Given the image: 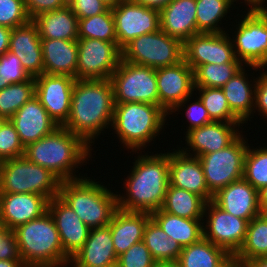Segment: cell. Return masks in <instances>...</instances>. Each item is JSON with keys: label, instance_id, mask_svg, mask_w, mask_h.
<instances>
[{"label": "cell", "instance_id": "obj_1", "mask_svg": "<svg viewBox=\"0 0 267 267\" xmlns=\"http://www.w3.org/2000/svg\"><path fill=\"white\" fill-rule=\"evenodd\" d=\"M113 112L114 95L110 79L76 80L73 85L70 115L63 127L91 147L104 128L111 126Z\"/></svg>", "mask_w": 267, "mask_h": 267}, {"label": "cell", "instance_id": "obj_2", "mask_svg": "<svg viewBox=\"0 0 267 267\" xmlns=\"http://www.w3.org/2000/svg\"><path fill=\"white\" fill-rule=\"evenodd\" d=\"M124 181L125 193L117 194L118 208L152 213L162 208L169 185V152L138 155Z\"/></svg>", "mask_w": 267, "mask_h": 267}, {"label": "cell", "instance_id": "obj_3", "mask_svg": "<svg viewBox=\"0 0 267 267\" xmlns=\"http://www.w3.org/2000/svg\"><path fill=\"white\" fill-rule=\"evenodd\" d=\"M92 150L80 137L59 126L52 133L28 144L24 156L50 170L61 181H67L81 178L75 175V169L87 163L86 160L89 162Z\"/></svg>", "mask_w": 267, "mask_h": 267}, {"label": "cell", "instance_id": "obj_4", "mask_svg": "<svg viewBox=\"0 0 267 267\" xmlns=\"http://www.w3.org/2000/svg\"><path fill=\"white\" fill-rule=\"evenodd\" d=\"M14 232L26 267L68 266L70 259L64 254L59 232L49 211L17 226Z\"/></svg>", "mask_w": 267, "mask_h": 267}, {"label": "cell", "instance_id": "obj_5", "mask_svg": "<svg viewBox=\"0 0 267 267\" xmlns=\"http://www.w3.org/2000/svg\"><path fill=\"white\" fill-rule=\"evenodd\" d=\"M88 177L61 181L59 197L91 229L108 226L118 209L117 193Z\"/></svg>", "mask_w": 267, "mask_h": 267}, {"label": "cell", "instance_id": "obj_6", "mask_svg": "<svg viewBox=\"0 0 267 267\" xmlns=\"http://www.w3.org/2000/svg\"><path fill=\"white\" fill-rule=\"evenodd\" d=\"M167 115L158 105L142 102L114 103L111 127L121 144L135 153L155 140L164 125H167Z\"/></svg>", "mask_w": 267, "mask_h": 267}, {"label": "cell", "instance_id": "obj_7", "mask_svg": "<svg viewBox=\"0 0 267 267\" xmlns=\"http://www.w3.org/2000/svg\"><path fill=\"white\" fill-rule=\"evenodd\" d=\"M61 180L25 156L0 162V193H34L48 200L59 196Z\"/></svg>", "mask_w": 267, "mask_h": 267}, {"label": "cell", "instance_id": "obj_8", "mask_svg": "<svg viewBox=\"0 0 267 267\" xmlns=\"http://www.w3.org/2000/svg\"><path fill=\"white\" fill-rule=\"evenodd\" d=\"M121 59L154 69L175 65L184 59L183 43L160 29L125 45L121 49Z\"/></svg>", "mask_w": 267, "mask_h": 267}, {"label": "cell", "instance_id": "obj_9", "mask_svg": "<svg viewBox=\"0 0 267 267\" xmlns=\"http://www.w3.org/2000/svg\"><path fill=\"white\" fill-rule=\"evenodd\" d=\"M241 17L231 39L235 57L246 67L262 72L267 67V11H247Z\"/></svg>", "mask_w": 267, "mask_h": 267}, {"label": "cell", "instance_id": "obj_10", "mask_svg": "<svg viewBox=\"0 0 267 267\" xmlns=\"http://www.w3.org/2000/svg\"><path fill=\"white\" fill-rule=\"evenodd\" d=\"M110 81L114 103L142 102L159 106L156 69L121 59Z\"/></svg>", "mask_w": 267, "mask_h": 267}, {"label": "cell", "instance_id": "obj_11", "mask_svg": "<svg viewBox=\"0 0 267 267\" xmlns=\"http://www.w3.org/2000/svg\"><path fill=\"white\" fill-rule=\"evenodd\" d=\"M248 142L240 134L222 150L199 156L205 181L214 195L220 189L243 178L244 158Z\"/></svg>", "mask_w": 267, "mask_h": 267}, {"label": "cell", "instance_id": "obj_12", "mask_svg": "<svg viewBox=\"0 0 267 267\" xmlns=\"http://www.w3.org/2000/svg\"><path fill=\"white\" fill-rule=\"evenodd\" d=\"M76 80L110 79L121 60V49L113 42L78 39Z\"/></svg>", "mask_w": 267, "mask_h": 267}, {"label": "cell", "instance_id": "obj_13", "mask_svg": "<svg viewBox=\"0 0 267 267\" xmlns=\"http://www.w3.org/2000/svg\"><path fill=\"white\" fill-rule=\"evenodd\" d=\"M156 81L159 106L168 115L180 111L191 101L195 91L194 70L184 59L175 65L157 68Z\"/></svg>", "mask_w": 267, "mask_h": 267}, {"label": "cell", "instance_id": "obj_14", "mask_svg": "<svg viewBox=\"0 0 267 267\" xmlns=\"http://www.w3.org/2000/svg\"><path fill=\"white\" fill-rule=\"evenodd\" d=\"M203 217L207 219H203V238L234 256L245 240L249 221L225 212L213 201L206 203Z\"/></svg>", "mask_w": 267, "mask_h": 267}, {"label": "cell", "instance_id": "obj_15", "mask_svg": "<svg viewBox=\"0 0 267 267\" xmlns=\"http://www.w3.org/2000/svg\"><path fill=\"white\" fill-rule=\"evenodd\" d=\"M111 10L120 49L136 37L160 30V12L157 9L135 2H120Z\"/></svg>", "mask_w": 267, "mask_h": 267}, {"label": "cell", "instance_id": "obj_16", "mask_svg": "<svg viewBox=\"0 0 267 267\" xmlns=\"http://www.w3.org/2000/svg\"><path fill=\"white\" fill-rule=\"evenodd\" d=\"M227 32L199 33L183 44L185 62L195 71L203 64L240 62L234 54L232 40Z\"/></svg>", "mask_w": 267, "mask_h": 267}, {"label": "cell", "instance_id": "obj_17", "mask_svg": "<svg viewBox=\"0 0 267 267\" xmlns=\"http://www.w3.org/2000/svg\"><path fill=\"white\" fill-rule=\"evenodd\" d=\"M75 81L67 75L41 74L35 77V96L59 126L69 118Z\"/></svg>", "mask_w": 267, "mask_h": 267}, {"label": "cell", "instance_id": "obj_18", "mask_svg": "<svg viewBox=\"0 0 267 267\" xmlns=\"http://www.w3.org/2000/svg\"><path fill=\"white\" fill-rule=\"evenodd\" d=\"M241 124L243 123L212 121L192 129L185 135V143H187L188 148L183 147L182 149L180 147L179 149L187 155L196 157L222 150L241 134L242 130L239 131ZM190 149L192 153L194 152L193 154L190 153Z\"/></svg>", "mask_w": 267, "mask_h": 267}, {"label": "cell", "instance_id": "obj_19", "mask_svg": "<svg viewBox=\"0 0 267 267\" xmlns=\"http://www.w3.org/2000/svg\"><path fill=\"white\" fill-rule=\"evenodd\" d=\"M48 211L59 232L64 254L71 259L88 239L90 228L59 196L48 201Z\"/></svg>", "mask_w": 267, "mask_h": 267}, {"label": "cell", "instance_id": "obj_20", "mask_svg": "<svg viewBox=\"0 0 267 267\" xmlns=\"http://www.w3.org/2000/svg\"><path fill=\"white\" fill-rule=\"evenodd\" d=\"M169 152V185L201 196L206 202L213 200L198 157L183 153L179 147Z\"/></svg>", "mask_w": 267, "mask_h": 267}, {"label": "cell", "instance_id": "obj_21", "mask_svg": "<svg viewBox=\"0 0 267 267\" xmlns=\"http://www.w3.org/2000/svg\"><path fill=\"white\" fill-rule=\"evenodd\" d=\"M9 52L20 59L30 77L44 74L41 38L32 19L11 30Z\"/></svg>", "mask_w": 267, "mask_h": 267}, {"label": "cell", "instance_id": "obj_22", "mask_svg": "<svg viewBox=\"0 0 267 267\" xmlns=\"http://www.w3.org/2000/svg\"><path fill=\"white\" fill-rule=\"evenodd\" d=\"M48 199L34 193H0V215L6 229L41 217L48 211Z\"/></svg>", "mask_w": 267, "mask_h": 267}, {"label": "cell", "instance_id": "obj_23", "mask_svg": "<svg viewBox=\"0 0 267 267\" xmlns=\"http://www.w3.org/2000/svg\"><path fill=\"white\" fill-rule=\"evenodd\" d=\"M9 120L24 147L59 127L36 96L28 100Z\"/></svg>", "mask_w": 267, "mask_h": 267}, {"label": "cell", "instance_id": "obj_24", "mask_svg": "<svg viewBox=\"0 0 267 267\" xmlns=\"http://www.w3.org/2000/svg\"><path fill=\"white\" fill-rule=\"evenodd\" d=\"M212 201L225 212L248 221L261 215L258 190L244 178L220 189Z\"/></svg>", "mask_w": 267, "mask_h": 267}, {"label": "cell", "instance_id": "obj_25", "mask_svg": "<svg viewBox=\"0 0 267 267\" xmlns=\"http://www.w3.org/2000/svg\"><path fill=\"white\" fill-rule=\"evenodd\" d=\"M160 29L183 44L199 34L196 0H172L160 11Z\"/></svg>", "mask_w": 267, "mask_h": 267}, {"label": "cell", "instance_id": "obj_26", "mask_svg": "<svg viewBox=\"0 0 267 267\" xmlns=\"http://www.w3.org/2000/svg\"><path fill=\"white\" fill-rule=\"evenodd\" d=\"M110 226L91 228L82 248L71 258L81 267H100L117 264Z\"/></svg>", "mask_w": 267, "mask_h": 267}, {"label": "cell", "instance_id": "obj_27", "mask_svg": "<svg viewBox=\"0 0 267 267\" xmlns=\"http://www.w3.org/2000/svg\"><path fill=\"white\" fill-rule=\"evenodd\" d=\"M150 218L148 212L116 210L109 226L117 256L143 240L144 229Z\"/></svg>", "mask_w": 267, "mask_h": 267}, {"label": "cell", "instance_id": "obj_28", "mask_svg": "<svg viewBox=\"0 0 267 267\" xmlns=\"http://www.w3.org/2000/svg\"><path fill=\"white\" fill-rule=\"evenodd\" d=\"M44 74L67 75L76 79L77 40L41 39Z\"/></svg>", "mask_w": 267, "mask_h": 267}, {"label": "cell", "instance_id": "obj_29", "mask_svg": "<svg viewBox=\"0 0 267 267\" xmlns=\"http://www.w3.org/2000/svg\"><path fill=\"white\" fill-rule=\"evenodd\" d=\"M242 67L235 75L221 87L231 112L244 124L251 120L254 113V97L257 78L249 81L247 73ZM251 82V83H250ZM250 118V119H249Z\"/></svg>", "mask_w": 267, "mask_h": 267}, {"label": "cell", "instance_id": "obj_30", "mask_svg": "<svg viewBox=\"0 0 267 267\" xmlns=\"http://www.w3.org/2000/svg\"><path fill=\"white\" fill-rule=\"evenodd\" d=\"M32 20L38 27L41 39L78 40V18L68 6L43 12Z\"/></svg>", "mask_w": 267, "mask_h": 267}, {"label": "cell", "instance_id": "obj_31", "mask_svg": "<svg viewBox=\"0 0 267 267\" xmlns=\"http://www.w3.org/2000/svg\"><path fill=\"white\" fill-rule=\"evenodd\" d=\"M150 216L168 237L181 247L194 244L203 238V219L183 218L162 209L150 213Z\"/></svg>", "mask_w": 267, "mask_h": 267}, {"label": "cell", "instance_id": "obj_32", "mask_svg": "<svg viewBox=\"0 0 267 267\" xmlns=\"http://www.w3.org/2000/svg\"><path fill=\"white\" fill-rule=\"evenodd\" d=\"M230 257L226 250L202 238L182 247L177 261L182 267H221Z\"/></svg>", "mask_w": 267, "mask_h": 267}, {"label": "cell", "instance_id": "obj_33", "mask_svg": "<svg viewBox=\"0 0 267 267\" xmlns=\"http://www.w3.org/2000/svg\"><path fill=\"white\" fill-rule=\"evenodd\" d=\"M206 203L201 196L184 189L168 186L161 209L183 218L203 219Z\"/></svg>", "mask_w": 267, "mask_h": 267}, {"label": "cell", "instance_id": "obj_34", "mask_svg": "<svg viewBox=\"0 0 267 267\" xmlns=\"http://www.w3.org/2000/svg\"><path fill=\"white\" fill-rule=\"evenodd\" d=\"M143 242L157 263L177 261L182 251L180 244L169 238L152 218L145 226Z\"/></svg>", "mask_w": 267, "mask_h": 267}, {"label": "cell", "instance_id": "obj_35", "mask_svg": "<svg viewBox=\"0 0 267 267\" xmlns=\"http://www.w3.org/2000/svg\"><path fill=\"white\" fill-rule=\"evenodd\" d=\"M234 257L242 265L256 258L267 257V220L262 215L249 221L245 240Z\"/></svg>", "mask_w": 267, "mask_h": 267}, {"label": "cell", "instance_id": "obj_36", "mask_svg": "<svg viewBox=\"0 0 267 267\" xmlns=\"http://www.w3.org/2000/svg\"><path fill=\"white\" fill-rule=\"evenodd\" d=\"M232 5H234L232 0H196L197 30L200 33L225 32L220 27L221 19L231 10Z\"/></svg>", "mask_w": 267, "mask_h": 267}, {"label": "cell", "instance_id": "obj_37", "mask_svg": "<svg viewBox=\"0 0 267 267\" xmlns=\"http://www.w3.org/2000/svg\"><path fill=\"white\" fill-rule=\"evenodd\" d=\"M91 38L117 45L115 20L111 8L104 13L78 19V39Z\"/></svg>", "mask_w": 267, "mask_h": 267}, {"label": "cell", "instance_id": "obj_38", "mask_svg": "<svg viewBox=\"0 0 267 267\" xmlns=\"http://www.w3.org/2000/svg\"><path fill=\"white\" fill-rule=\"evenodd\" d=\"M35 96V78L8 84L0 90V116L8 120L32 97Z\"/></svg>", "mask_w": 267, "mask_h": 267}, {"label": "cell", "instance_id": "obj_39", "mask_svg": "<svg viewBox=\"0 0 267 267\" xmlns=\"http://www.w3.org/2000/svg\"><path fill=\"white\" fill-rule=\"evenodd\" d=\"M242 67L241 62L203 64L194 71V87H223Z\"/></svg>", "mask_w": 267, "mask_h": 267}, {"label": "cell", "instance_id": "obj_40", "mask_svg": "<svg viewBox=\"0 0 267 267\" xmlns=\"http://www.w3.org/2000/svg\"><path fill=\"white\" fill-rule=\"evenodd\" d=\"M199 91L198 97L204 107L208 110L212 121L226 123H242L232 112L222 88L217 87H195Z\"/></svg>", "mask_w": 267, "mask_h": 267}, {"label": "cell", "instance_id": "obj_41", "mask_svg": "<svg viewBox=\"0 0 267 267\" xmlns=\"http://www.w3.org/2000/svg\"><path fill=\"white\" fill-rule=\"evenodd\" d=\"M243 178L258 191L267 186V146L247 148Z\"/></svg>", "mask_w": 267, "mask_h": 267}, {"label": "cell", "instance_id": "obj_42", "mask_svg": "<svg viewBox=\"0 0 267 267\" xmlns=\"http://www.w3.org/2000/svg\"><path fill=\"white\" fill-rule=\"evenodd\" d=\"M25 147L14 125L8 120L0 129V162L24 156Z\"/></svg>", "mask_w": 267, "mask_h": 267}, {"label": "cell", "instance_id": "obj_43", "mask_svg": "<svg viewBox=\"0 0 267 267\" xmlns=\"http://www.w3.org/2000/svg\"><path fill=\"white\" fill-rule=\"evenodd\" d=\"M156 265L157 262L142 240L118 256L116 267H156Z\"/></svg>", "mask_w": 267, "mask_h": 267}, {"label": "cell", "instance_id": "obj_44", "mask_svg": "<svg viewBox=\"0 0 267 267\" xmlns=\"http://www.w3.org/2000/svg\"><path fill=\"white\" fill-rule=\"evenodd\" d=\"M30 20L24 0H0V25L15 28Z\"/></svg>", "mask_w": 267, "mask_h": 267}, {"label": "cell", "instance_id": "obj_45", "mask_svg": "<svg viewBox=\"0 0 267 267\" xmlns=\"http://www.w3.org/2000/svg\"><path fill=\"white\" fill-rule=\"evenodd\" d=\"M0 64L3 77L8 84L24 82L30 78L22 67L20 59L9 51L0 56Z\"/></svg>", "mask_w": 267, "mask_h": 267}, {"label": "cell", "instance_id": "obj_46", "mask_svg": "<svg viewBox=\"0 0 267 267\" xmlns=\"http://www.w3.org/2000/svg\"><path fill=\"white\" fill-rule=\"evenodd\" d=\"M68 7L78 19L104 13L109 8L101 0H68Z\"/></svg>", "mask_w": 267, "mask_h": 267}, {"label": "cell", "instance_id": "obj_47", "mask_svg": "<svg viewBox=\"0 0 267 267\" xmlns=\"http://www.w3.org/2000/svg\"><path fill=\"white\" fill-rule=\"evenodd\" d=\"M185 109L186 110L184 111L188 120L187 122L190 123L189 126H187L188 129L185 133L212 122L209 117L208 110L204 107L200 98L196 99V101L192 103L190 102L189 105L187 104V107Z\"/></svg>", "mask_w": 267, "mask_h": 267}, {"label": "cell", "instance_id": "obj_48", "mask_svg": "<svg viewBox=\"0 0 267 267\" xmlns=\"http://www.w3.org/2000/svg\"><path fill=\"white\" fill-rule=\"evenodd\" d=\"M0 260H22L14 230L0 233Z\"/></svg>", "mask_w": 267, "mask_h": 267}, {"label": "cell", "instance_id": "obj_49", "mask_svg": "<svg viewBox=\"0 0 267 267\" xmlns=\"http://www.w3.org/2000/svg\"><path fill=\"white\" fill-rule=\"evenodd\" d=\"M24 5L30 19L37 15L65 8L68 6V0H24Z\"/></svg>", "mask_w": 267, "mask_h": 267}, {"label": "cell", "instance_id": "obj_50", "mask_svg": "<svg viewBox=\"0 0 267 267\" xmlns=\"http://www.w3.org/2000/svg\"><path fill=\"white\" fill-rule=\"evenodd\" d=\"M262 70L264 72L260 73L255 83L254 113L257 110L260 116L267 118V70Z\"/></svg>", "mask_w": 267, "mask_h": 267}, {"label": "cell", "instance_id": "obj_51", "mask_svg": "<svg viewBox=\"0 0 267 267\" xmlns=\"http://www.w3.org/2000/svg\"><path fill=\"white\" fill-rule=\"evenodd\" d=\"M11 28L0 25V56L9 51Z\"/></svg>", "mask_w": 267, "mask_h": 267}, {"label": "cell", "instance_id": "obj_52", "mask_svg": "<svg viewBox=\"0 0 267 267\" xmlns=\"http://www.w3.org/2000/svg\"><path fill=\"white\" fill-rule=\"evenodd\" d=\"M172 0H135V3L144 5L148 8H154L157 10H161L164 8L167 4H169Z\"/></svg>", "mask_w": 267, "mask_h": 267}, {"label": "cell", "instance_id": "obj_53", "mask_svg": "<svg viewBox=\"0 0 267 267\" xmlns=\"http://www.w3.org/2000/svg\"><path fill=\"white\" fill-rule=\"evenodd\" d=\"M233 4L234 2H238V0H232ZM245 4L249 7V9L247 11L249 12H256V11H267V6L264 5L265 1L267 0H244ZM265 7H264V6Z\"/></svg>", "mask_w": 267, "mask_h": 267}, {"label": "cell", "instance_id": "obj_54", "mask_svg": "<svg viewBox=\"0 0 267 267\" xmlns=\"http://www.w3.org/2000/svg\"><path fill=\"white\" fill-rule=\"evenodd\" d=\"M259 207L261 213L267 212V186L258 191Z\"/></svg>", "mask_w": 267, "mask_h": 267}, {"label": "cell", "instance_id": "obj_55", "mask_svg": "<svg viewBox=\"0 0 267 267\" xmlns=\"http://www.w3.org/2000/svg\"><path fill=\"white\" fill-rule=\"evenodd\" d=\"M243 267H267V257H260L251 261L245 262Z\"/></svg>", "mask_w": 267, "mask_h": 267}, {"label": "cell", "instance_id": "obj_56", "mask_svg": "<svg viewBox=\"0 0 267 267\" xmlns=\"http://www.w3.org/2000/svg\"><path fill=\"white\" fill-rule=\"evenodd\" d=\"M0 267H26L23 260H0Z\"/></svg>", "mask_w": 267, "mask_h": 267}, {"label": "cell", "instance_id": "obj_57", "mask_svg": "<svg viewBox=\"0 0 267 267\" xmlns=\"http://www.w3.org/2000/svg\"><path fill=\"white\" fill-rule=\"evenodd\" d=\"M221 267H243V266L234 256H231Z\"/></svg>", "mask_w": 267, "mask_h": 267}, {"label": "cell", "instance_id": "obj_58", "mask_svg": "<svg viewBox=\"0 0 267 267\" xmlns=\"http://www.w3.org/2000/svg\"><path fill=\"white\" fill-rule=\"evenodd\" d=\"M156 267H182L178 261H168L157 263Z\"/></svg>", "mask_w": 267, "mask_h": 267}, {"label": "cell", "instance_id": "obj_59", "mask_svg": "<svg viewBox=\"0 0 267 267\" xmlns=\"http://www.w3.org/2000/svg\"><path fill=\"white\" fill-rule=\"evenodd\" d=\"M7 85L8 83L6 82L5 78L3 77V73H2V64H0V90L5 88Z\"/></svg>", "mask_w": 267, "mask_h": 267}, {"label": "cell", "instance_id": "obj_60", "mask_svg": "<svg viewBox=\"0 0 267 267\" xmlns=\"http://www.w3.org/2000/svg\"><path fill=\"white\" fill-rule=\"evenodd\" d=\"M104 4H106L109 8H114L119 4V0H101Z\"/></svg>", "mask_w": 267, "mask_h": 267}, {"label": "cell", "instance_id": "obj_61", "mask_svg": "<svg viewBox=\"0 0 267 267\" xmlns=\"http://www.w3.org/2000/svg\"><path fill=\"white\" fill-rule=\"evenodd\" d=\"M68 264H70V266L72 267H81V266H78L72 259L69 260ZM100 267H116V265L100 266Z\"/></svg>", "mask_w": 267, "mask_h": 267}, {"label": "cell", "instance_id": "obj_62", "mask_svg": "<svg viewBox=\"0 0 267 267\" xmlns=\"http://www.w3.org/2000/svg\"><path fill=\"white\" fill-rule=\"evenodd\" d=\"M8 121L7 118L0 116V129L3 127V125Z\"/></svg>", "mask_w": 267, "mask_h": 267}, {"label": "cell", "instance_id": "obj_63", "mask_svg": "<svg viewBox=\"0 0 267 267\" xmlns=\"http://www.w3.org/2000/svg\"><path fill=\"white\" fill-rule=\"evenodd\" d=\"M5 229L6 228L4 226L3 220H2L1 215H0V233L3 232Z\"/></svg>", "mask_w": 267, "mask_h": 267}, {"label": "cell", "instance_id": "obj_64", "mask_svg": "<svg viewBox=\"0 0 267 267\" xmlns=\"http://www.w3.org/2000/svg\"><path fill=\"white\" fill-rule=\"evenodd\" d=\"M135 0H119V3L120 2H134Z\"/></svg>", "mask_w": 267, "mask_h": 267}, {"label": "cell", "instance_id": "obj_65", "mask_svg": "<svg viewBox=\"0 0 267 267\" xmlns=\"http://www.w3.org/2000/svg\"><path fill=\"white\" fill-rule=\"evenodd\" d=\"M261 215L267 220V212L266 213H261Z\"/></svg>", "mask_w": 267, "mask_h": 267}]
</instances>
